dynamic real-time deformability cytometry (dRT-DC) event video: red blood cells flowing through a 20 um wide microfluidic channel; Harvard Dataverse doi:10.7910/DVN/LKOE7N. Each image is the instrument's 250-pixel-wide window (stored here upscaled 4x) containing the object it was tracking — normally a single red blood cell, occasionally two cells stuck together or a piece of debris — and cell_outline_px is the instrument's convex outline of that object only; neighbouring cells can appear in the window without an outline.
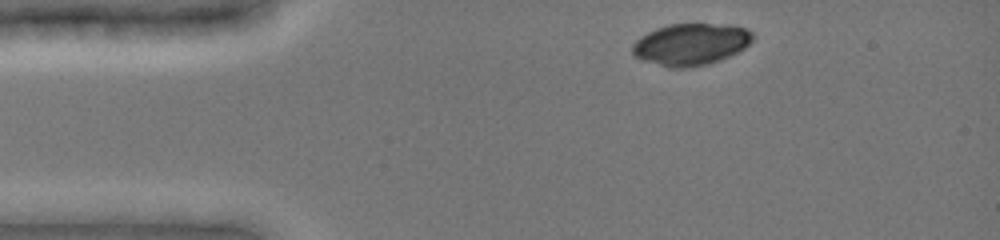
{"species": "common noctule bat (a hibernating species)", "species_latin": "Nyctalus noctula", "temperature_condition": "cold", "stored_images_in_passage": 37, "camera_frame_rate_fps": 3000, "um_per_image_px": 0.085, "animal": {"sex": "female", "body_mass_g": 19.0, "forearm_length_mm": 51.5}, "frame": {"image": 1, "passage_image": 1, "time_ms": 0.0, "image_size_px": [1000, 240], "cell_outline_px": [[752, 40], [744, 48], [720, 60], [708, 64], [688, 68], [672, 68], [644, 60], [636, 56], [632, 52], [632, 44], [640, 36], [656, 28], [668, 24], [732, 24], [744, 28], [752, 32]], "centroid_in_image_um": [58.71, 3.75], "position_along_channel_um": 26.3, "area_um2": 29.19}}
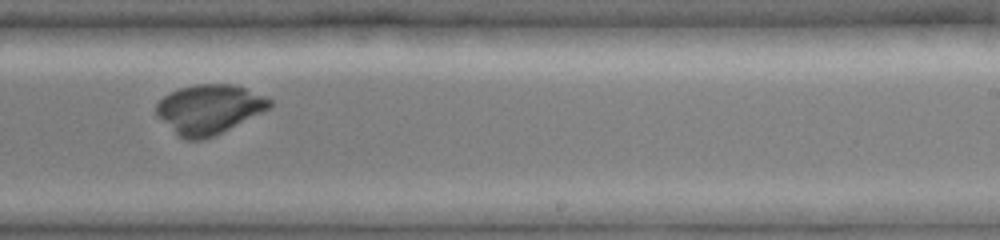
{"frame": {"image": 2, "passage_image": 24, "time_ms": 7.667, "image_size_px": [1000, 240], "cell_outline_px": [[272, 104], [268, 108], [204, 140], [184, 140], [156, 116], [156, 104], [164, 96], [180, 88], [196, 84], [232, 84], [244, 88], [264, 96], [272, 100]], "centroid_in_image_um": [17.72, 9.27], "position_along_channel_um": 271.3, "area_um2": 31.91}}
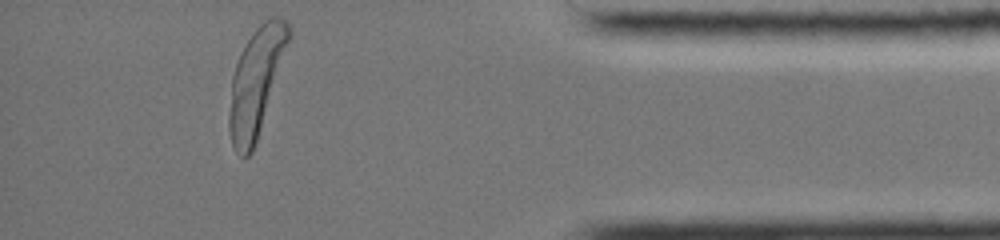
{"frame": {"image": 3, "passage_image": 37, "time_ms": 12.0, "image_size_px": [1000, 240], "cell_outline_px": [[292, 36], [256, 144], [252, 152], [244, 160], [236, 152], [232, 144], [228, 128], [228, 112], [232, 76], [240, 52], [256, 28], [264, 20], [272, 16], [280, 16], [288, 20], [292, 32]], "centroid_in_image_um": [21.79, 6.96], "position_along_channel_um": 413.4, "area_um2": 37.74}}